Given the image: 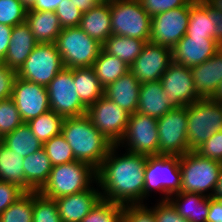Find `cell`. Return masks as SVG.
Here are the masks:
<instances>
[{"label":"cell","mask_w":222,"mask_h":222,"mask_svg":"<svg viewBox=\"0 0 222 222\" xmlns=\"http://www.w3.org/2000/svg\"><path fill=\"white\" fill-rule=\"evenodd\" d=\"M64 68L92 67L102 44L89 37L79 26L62 28L55 42Z\"/></svg>","instance_id":"cell-6"},{"label":"cell","mask_w":222,"mask_h":222,"mask_svg":"<svg viewBox=\"0 0 222 222\" xmlns=\"http://www.w3.org/2000/svg\"><path fill=\"white\" fill-rule=\"evenodd\" d=\"M96 169L82 161L52 166L48 181L38 191L49 199L72 195L89 189L96 184Z\"/></svg>","instance_id":"cell-3"},{"label":"cell","mask_w":222,"mask_h":222,"mask_svg":"<svg viewBox=\"0 0 222 222\" xmlns=\"http://www.w3.org/2000/svg\"><path fill=\"white\" fill-rule=\"evenodd\" d=\"M25 192L39 191L48 181L52 164L44 148L24 157Z\"/></svg>","instance_id":"cell-26"},{"label":"cell","mask_w":222,"mask_h":222,"mask_svg":"<svg viewBox=\"0 0 222 222\" xmlns=\"http://www.w3.org/2000/svg\"><path fill=\"white\" fill-rule=\"evenodd\" d=\"M1 222H33V192H26L0 214Z\"/></svg>","instance_id":"cell-35"},{"label":"cell","mask_w":222,"mask_h":222,"mask_svg":"<svg viewBox=\"0 0 222 222\" xmlns=\"http://www.w3.org/2000/svg\"><path fill=\"white\" fill-rule=\"evenodd\" d=\"M86 116L112 144L117 145L125 134L130 114L103 95L87 108Z\"/></svg>","instance_id":"cell-13"},{"label":"cell","mask_w":222,"mask_h":222,"mask_svg":"<svg viewBox=\"0 0 222 222\" xmlns=\"http://www.w3.org/2000/svg\"><path fill=\"white\" fill-rule=\"evenodd\" d=\"M110 12L113 35L150 41L152 17L147 14L140 1L111 0Z\"/></svg>","instance_id":"cell-7"},{"label":"cell","mask_w":222,"mask_h":222,"mask_svg":"<svg viewBox=\"0 0 222 222\" xmlns=\"http://www.w3.org/2000/svg\"><path fill=\"white\" fill-rule=\"evenodd\" d=\"M172 62V49L146 42L141 54L129 66L139 83L160 81Z\"/></svg>","instance_id":"cell-15"},{"label":"cell","mask_w":222,"mask_h":222,"mask_svg":"<svg viewBox=\"0 0 222 222\" xmlns=\"http://www.w3.org/2000/svg\"><path fill=\"white\" fill-rule=\"evenodd\" d=\"M218 52L222 55V41L219 42V50Z\"/></svg>","instance_id":"cell-58"},{"label":"cell","mask_w":222,"mask_h":222,"mask_svg":"<svg viewBox=\"0 0 222 222\" xmlns=\"http://www.w3.org/2000/svg\"><path fill=\"white\" fill-rule=\"evenodd\" d=\"M2 141L8 149L21 157H26L43 148V144L35 137L27 123H23L11 133L6 134Z\"/></svg>","instance_id":"cell-30"},{"label":"cell","mask_w":222,"mask_h":222,"mask_svg":"<svg viewBox=\"0 0 222 222\" xmlns=\"http://www.w3.org/2000/svg\"><path fill=\"white\" fill-rule=\"evenodd\" d=\"M150 204L124 205L122 222H156L154 210Z\"/></svg>","instance_id":"cell-42"},{"label":"cell","mask_w":222,"mask_h":222,"mask_svg":"<svg viewBox=\"0 0 222 222\" xmlns=\"http://www.w3.org/2000/svg\"><path fill=\"white\" fill-rule=\"evenodd\" d=\"M55 13L62 28L78 27L83 14L70 0H62Z\"/></svg>","instance_id":"cell-41"},{"label":"cell","mask_w":222,"mask_h":222,"mask_svg":"<svg viewBox=\"0 0 222 222\" xmlns=\"http://www.w3.org/2000/svg\"><path fill=\"white\" fill-rule=\"evenodd\" d=\"M175 108L160 81L141 84L137 112L158 119Z\"/></svg>","instance_id":"cell-23"},{"label":"cell","mask_w":222,"mask_h":222,"mask_svg":"<svg viewBox=\"0 0 222 222\" xmlns=\"http://www.w3.org/2000/svg\"><path fill=\"white\" fill-rule=\"evenodd\" d=\"M19 1L22 3V5H23L27 10H29V9H31V8L35 5V3H36L37 0H19Z\"/></svg>","instance_id":"cell-55"},{"label":"cell","mask_w":222,"mask_h":222,"mask_svg":"<svg viewBox=\"0 0 222 222\" xmlns=\"http://www.w3.org/2000/svg\"><path fill=\"white\" fill-rule=\"evenodd\" d=\"M27 11L19 0H0V24L14 27L25 23Z\"/></svg>","instance_id":"cell-40"},{"label":"cell","mask_w":222,"mask_h":222,"mask_svg":"<svg viewBox=\"0 0 222 222\" xmlns=\"http://www.w3.org/2000/svg\"><path fill=\"white\" fill-rule=\"evenodd\" d=\"M168 201L180 216L189 222H206L209 212V197L191 192H179L171 195Z\"/></svg>","instance_id":"cell-25"},{"label":"cell","mask_w":222,"mask_h":222,"mask_svg":"<svg viewBox=\"0 0 222 222\" xmlns=\"http://www.w3.org/2000/svg\"><path fill=\"white\" fill-rule=\"evenodd\" d=\"M82 13L87 12L97 4L95 0H70Z\"/></svg>","instance_id":"cell-52"},{"label":"cell","mask_w":222,"mask_h":222,"mask_svg":"<svg viewBox=\"0 0 222 222\" xmlns=\"http://www.w3.org/2000/svg\"><path fill=\"white\" fill-rule=\"evenodd\" d=\"M194 151L205 158L222 162V131L213 134Z\"/></svg>","instance_id":"cell-43"},{"label":"cell","mask_w":222,"mask_h":222,"mask_svg":"<svg viewBox=\"0 0 222 222\" xmlns=\"http://www.w3.org/2000/svg\"><path fill=\"white\" fill-rule=\"evenodd\" d=\"M204 2L212 9L222 12V0H204Z\"/></svg>","instance_id":"cell-54"},{"label":"cell","mask_w":222,"mask_h":222,"mask_svg":"<svg viewBox=\"0 0 222 222\" xmlns=\"http://www.w3.org/2000/svg\"><path fill=\"white\" fill-rule=\"evenodd\" d=\"M218 50L219 43L215 39L186 34L172 48V61L191 68L209 60Z\"/></svg>","instance_id":"cell-18"},{"label":"cell","mask_w":222,"mask_h":222,"mask_svg":"<svg viewBox=\"0 0 222 222\" xmlns=\"http://www.w3.org/2000/svg\"><path fill=\"white\" fill-rule=\"evenodd\" d=\"M191 0H140L144 10L151 17L171 9L186 6Z\"/></svg>","instance_id":"cell-45"},{"label":"cell","mask_w":222,"mask_h":222,"mask_svg":"<svg viewBox=\"0 0 222 222\" xmlns=\"http://www.w3.org/2000/svg\"><path fill=\"white\" fill-rule=\"evenodd\" d=\"M187 139L194 151L213 134L222 131V107L218 101L201 98L187 106Z\"/></svg>","instance_id":"cell-8"},{"label":"cell","mask_w":222,"mask_h":222,"mask_svg":"<svg viewBox=\"0 0 222 222\" xmlns=\"http://www.w3.org/2000/svg\"><path fill=\"white\" fill-rule=\"evenodd\" d=\"M160 82L163 91L175 107H184L200 100L189 67L172 61Z\"/></svg>","instance_id":"cell-16"},{"label":"cell","mask_w":222,"mask_h":222,"mask_svg":"<svg viewBox=\"0 0 222 222\" xmlns=\"http://www.w3.org/2000/svg\"><path fill=\"white\" fill-rule=\"evenodd\" d=\"M124 205L101 199L80 222H122Z\"/></svg>","instance_id":"cell-36"},{"label":"cell","mask_w":222,"mask_h":222,"mask_svg":"<svg viewBox=\"0 0 222 222\" xmlns=\"http://www.w3.org/2000/svg\"><path fill=\"white\" fill-rule=\"evenodd\" d=\"M92 68L103 88L129 71V66L124 61L106 53L103 49L93 63Z\"/></svg>","instance_id":"cell-32"},{"label":"cell","mask_w":222,"mask_h":222,"mask_svg":"<svg viewBox=\"0 0 222 222\" xmlns=\"http://www.w3.org/2000/svg\"><path fill=\"white\" fill-rule=\"evenodd\" d=\"M180 170L182 178L180 192L212 197L222 171V162L190 151L180 156Z\"/></svg>","instance_id":"cell-5"},{"label":"cell","mask_w":222,"mask_h":222,"mask_svg":"<svg viewBox=\"0 0 222 222\" xmlns=\"http://www.w3.org/2000/svg\"><path fill=\"white\" fill-rule=\"evenodd\" d=\"M155 202L154 206L150 207L154 210L156 222H189L180 216L168 200H156Z\"/></svg>","instance_id":"cell-44"},{"label":"cell","mask_w":222,"mask_h":222,"mask_svg":"<svg viewBox=\"0 0 222 222\" xmlns=\"http://www.w3.org/2000/svg\"><path fill=\"white\" fill-rule=\"evenodd\" d=\"M95 185L83 192L55 199L62 222H80L97 205L102 195L97 181Z\"/></svg>","instance_id":"cell-19"},{"label":"cell","mask_w":222,"mask_h":222,"mask_svg":"<svg viewBox=\"0 0 222 222\" xmlns=\"http://www.w3.org/2000/svg\"><path fill=\"white\" fill-rule=\"evenodd\" d=\"M26 23L38 43H55L62 27L52 11L28 10Z\"/></svg>","instance_id":"cell-27"},{"label":"cell","mask_w":222,"mask_h":222,"mask_svg":"<svg viewBox=\"0 0 222 222\" xmlns=\"http://www.w3.org/2000/svg\"><path fill=\"white\" fill-rule=\"evenodd\" d=\"M61 134L71 146L75 159L90 164L96 170L114 145L86 115L65 118Z\"/></svg>","instance_id":"cell-2"},{"label":"cell","mask_w":222,"mask_h":222,"mask_svg":"<svg viewBox=\"0 0 222 222\" xmlns=\"http://www.w3.org/2000/svg\"><path fill=\"white\" fill-rule=\"evenodd\" d=\"M43 148L50 159L52 166L76 161L71 146L62 134L52 137L43 144Z\"/></svg>","instance_id":"cell-37"},{"label":"cell","mask_w":222,"mask_h":222,"mask_svg":"<svg viewBox=\"0 0 222 222\" xmlns=\"http://www.w3.org/2000/svg\"><path fill=\"white\" fill-rule=\"evenodd\" d=\"M24 157L8 149L3 143L0 147V181L18 185L25 191Z\"/></svg>","instance_id":"cell-33"},{"label":"cell","mask_w":222,"mask_h":222,"mask_svg":"<svg viewBox=\"0 0 222 222\" xmlns=\"http://www.w3.org/2000/svg\"><path fill=\"white\" fill-rule=\"evenodd\" d=\"M13 27L0 24V61H3L9 44L11 42V32Z\"/></svg>","instance_id":"cell-48"},{"label":"cell","mask_w":222,"mask_h":222,"mask_svg":"<svg viewBox=\"0 0 222 222\" xmlns=\"http://www.w3.org/2000/svg\"><path fill=\"white\" fill-rule=\"evenodd\" d=\"M215 26L213 9L204 0L190 1L189 24L187 35L189 37H203L215 39Z\"/></svg>","instance_id":"cell-28"},{"label":"cell","mask_w":222,"mask_h":222,"mask_svg":"<svg viewBox=\"0 0 222 222\" xmlns=\"http://www.w3.org/2000/svg\"><path fill=\"white\" fill-rule=\"evenodd\" d=\"M206 222H222V199L209 197V212Z\"/></svg>","instance_id":"cell-49"},{"label":"cell","mask_w":222,"mask_h":222,"mask_svg":"<svg viewBox=\"0 0 222 222\" xmlns=\"http://www.w3.org/2000/svg\"><path fill=\"white\" fill-rule=\"evenodd\" d=\"M26 192L18 185L0 181V214Z\"/></svg>","instance_id":"cell-46"},{"label":"cell","mask_w":222,"mask_h":222,"mask_svg":"<svg viewBox=\"0 0 222 222\" xmlns=\"http://www.w3.org/2000/svg\"><path fill=\"white\" fill-rule=\"evenodd\" d=\"M145 43L144 40L112 34L102 44V49L130 66L141 54Z\"/></svg>","instance_id":"cell-31"},{"label":"cell","mask_w":222,"mask_h":222,"mask_svg":"<svg viewBox=\"0 0 222 222\" xmlns=\"http://www.w3.org/2000/svg\"><path fill=\"white\" fill-rule=\"evenodd\" d=\"M16 76L15 70L8 68L0 61V100L12 97L13 83Z\"/></svg>","instance_id":"cell-47"},{"label":"cell","mask_w":222,"mask_h":222,"mask_svg":"<svg viewBox=\"0 0 222 222\" xmlns=\"http://www.w3.org/2000/svg\"><path fill=\"white\" fill-rule=\"evenodd\" d=\"M213 18L215 26V40L219 43L222 41V12L213 9Z\"/></svg>","instance_id":"cell-51"},{"label":"cell","mask_w":222,"mask_h":222,"mask_svg":"<svg viewBox=\"0 0 222 222\" xmlns=\"http://www.w3.org/2000/svg\"><path fill=\"white\" fill-rule=\"evenodd\" d=\"M64 68L55 43H38L16 72L17 77L47 86Z\"/></svg>","instance_id":"cell-9"},{"label":"cell","mask_w":222,"mask_h":222,"mask_svg":"<svg viewBox=\"0 0 222 222\" xmlns=\"http://www.w3.org/2000/svg\"><path fill=\"white\" fill-rule=\"evenodd\" d=\"M190 2L152 16L150 42L172 49L187 33Z\"/></svg>","instance_id":"cell-14"},{"label":"cell","mask_w":222,"mask_h":222,"mask_svg":"<svg viewBox=\"0 0 222 222\" xmlns=\"http://www.w3.org/2000/svg\"><path fill=\"white\" fill-rule=\"evenodd\" d=\"M61 1L62 0H37L35 5L29 10L55 12Z\"/></svg>","instance_id":"cell-50"},{"label":"cell","mask_w":222,"mask_h":222,"mask_svg":"<svg viewBox=\"0 0 222 222\" xmlns=\"http://www.w3.org/2000/svg\"><path fill=\"white\" fill-rule=\"evenodd\" d=\"M144 204L153 194H160L156 200H168L175 193L180 192L181 170L180 156L177 155H152L147 156L145 166ZM150 197V198H149Z\"/></svg>","instance_id":"cell-4"},{"label":"cell","mask_w":222,"mask_h":222,"mask_svg":"<svg viewBox=\"0 0 222 222\" xmlns=\"http://www.w3.org/2000/svg\"><path fill=\"white\" fill-rule=\"evenodd\" d=\"M64 117L49 110L37 118L31 119L27 124L30 126L32 133L44 144L52 137L61 134Z\"/></svg>","instance_id":"cell-34"},{"label":"cell","mask_w":222,"mask_h":222,"mask_svg":"<svg viewBox=\"0 0 222 222\" xmlns=\"http://www.w3.org/2000/svg\"><path fill=\"white\" fill-rule=\"evenodd\" d=\"M117 145L130 153L158 155L157 119L139 112L130 114L125 134Z\"/></svg>","instance_id":"cell-10"},{"label":"cell","mask_w":222,"mask_h":222,"mask_svg":"<svg viewBox=\"0 0 222 222\" xmlns=\"http://www.w3.org/2000/svg\"><path fill=\"white\" fill-rule=\"evenodd\" d=\"M146 162V155L125 152L113 145L96 170L102 199L122 205L144 204Z\"/></svg>","instance_id":"cell-1"},{"label":"cell","mask_w":222,"mask_h":222,"mask_svg":"<svg viewBox=\"0 0 222 222\" xmlns=\"http://www.w3.org/2000/svg\"><path fill=\"white\" fill-rule=\"evenodd\" d=\"M37 44L26 22L15 25L11 32V42L2 62L17 72Z\"/></svg>","instance_id":"cell-22"},{"label":"cell","mask_w":222,"mask_h":222,"mask_svg":"<svg viewBox=\"0 0 222 222\" xmlns=\"http://www.w3.org/2000/svg\"><path fill=\"white\" fill-rule=\"evenodd\" d=\"M212 99L215 101H222V81H221V84L217 90V93L215 94V96Z\"/></svg>","instance_id":"cell-56"},{"label":"cell","mask_w":222,"mask_h":222,"mask_svg":"<svg viewBox=\"0 0 222 222\" xmlns=\"http://www.w3.org/2000/svg\"><path fill=\"white\" fill-rule=\"evenodd\" d=\"M73 79L80 101L86 108L104 95V88L92 67L73 68Z\"/></svg>","instance_id":"cell-29"},{"label":"cell","mask_w":222,"mask_h":222,"mask_svg":"<svg viewBox=\"0 0 222 222\" xmlns=\"http://www.w3.org/2000/svg\"><path fill=\"white\" fill-rule=\"evenodd\" d=\"M33 222H62L56 201L33 192Z\"/></svg>","instance_id":"cell-38"},{"label":"cell","mask_w":222,"mask_h":222,"mask_svg":"<svg viewBox=\"0 0 222 222\" xmlns=\"http://www.w3.org/2000/svg\"><path fill=\"white\" fill-rule=\"evenodd\" d=\"M190 69L199 97L213 98L222 81V55L217 52L209 60Z\"/></svg>","instance_id":"cell-20"},{"label":"cell","mask_w":222,"mask_h":222,"mask_svg":"<svg viewBox=\"0 0 222 222\" xmlns=\"http://www.w3.org/2000/svg\"><path fill=\"white\" fill-rule=\"evenodd\" d=\"M46 87L50 110L64 118L86 115L87 108L77 93L73 69L63 68Z\"/></svg>","instance_id":"cell-12"},{"label":"cell","mask_w":222,"mask_h":222,"mask_svg":"<svg viewBox=\"0 0 222 222\" xmlns=\"http://www.w3.org/2000/svg\"><path fill=\"white\" fill-rule=\"evenodd\" d=\"M141 84L129 70L104 88V96L129 114L137 112Z\"/></svg>","instance_id":"cell-21"},{"label":"cell","mask_w":222,"mask_h":222,"mask_svg":"<svg viewBox=\"0 0 222 222\" xmlns=\"http://www.w3.org/2000/svg\"><path fill=\"white\" fill-rule=\"evenodd\" d=\"M23 123L12 97L0 100V136L3 138Z\"/></svg>","instance_id":"cell-39"},{"label":"cell","mask_w":222,"mask_h":222,"mask_svg":"<svg viewBox=\"0 0 222 222\" xmlns=\"http://www.w3.org/2000/svg\"><path fill=\"white\" fill-rule=\"evenodd\" d=\"M79 27L103 44L112 35L110 2L97 3L84 12Z\"/></svg>","instance_id":"cell-24"},{"label":"cell","mask_w":222,"mask_h":222,"mask_svg":"<svg viewBox=\"0 0 222 222\" xmlns=\"http://www.w3.org/2000/svg\"><path fill=\"white\" fill-rule=\"evenodd\" d=\"M187 106L176 107L157 119L159 154L182 156L190 152Z\"/></svg>","instance_id":"cell-11"},{"label":"cell","mask_w":222,"mask_h":222,"mask_svg":"<svg viewBox=\"0 0 222 222\" xmlns=\"http://www.w3.org/2000/svg\"><path fill=\"white\" fill-rule=\"evenodd\" d=\"M97 3H106L110 2L111 0H95Z\"/></svg>","instance_id":"cell-57"},{"label":"cell","mask_w":222,"mask_h":222,"mask_svg":"<svg viewBox=\"0 0 222 222\" xmlns=\"http://www.w3.org/2000/svg\"><path fill=\"white\" fill-rule=\"evenodd\" d=\"M214 199H222V171L220 173L219 179L217 181L214 193L212 195Z\"/></svg>","instance_id":"cell-53"},{"label":"cell","mask_w":222,"mask_h":222,"mask_svg":"<svg viewBox=\"0 0 222 222\" xmlns=\"http://www.w3.org/2000/svg\"><path fill=\"white\" fill-rule=\"evenodd\" d=\"M12 99L24 123L50 110L47 87L16 76Z\"/></svg>","instance_id":"cell-17"}]
</instances>
